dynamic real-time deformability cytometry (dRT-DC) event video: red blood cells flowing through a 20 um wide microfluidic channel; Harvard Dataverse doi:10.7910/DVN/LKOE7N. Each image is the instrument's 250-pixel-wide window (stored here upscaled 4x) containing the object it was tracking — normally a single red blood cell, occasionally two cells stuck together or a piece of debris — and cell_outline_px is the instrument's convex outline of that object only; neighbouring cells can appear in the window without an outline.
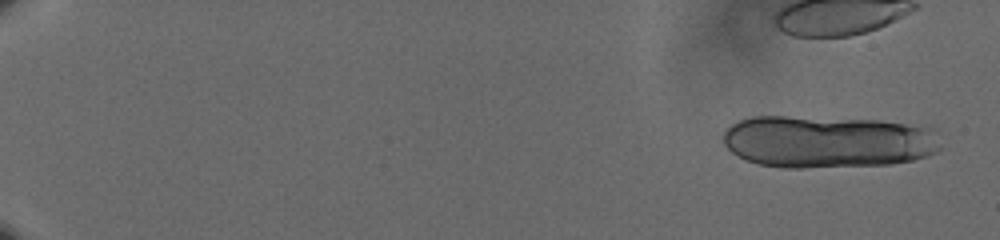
{"species": "human", "species_latin": "Homo sapiens", "temperature_condition": "cold", "stored_images_in_passage": 48, "camera_frame_rate_fps": 3000, "um_per_image_px": 0.085, "donor": {"sex": "male"}, "frame": {"image": 1, "passage_image": 3, "time_ms": 0.667, "image_size_px": [1000, 240], "cell_outline_px": [[944, 148], [928, 156], [912, 160], [892, 164], [804, 168], [780, 168], [756, 164], [744, 160], [736, 156], [724, 144], [724, 132], [732, 124], [740, 120], [752, 116], [784, 116], [880, 120], [936, 128]], "centroid_in_image_um": [70.4, 12.05], "position_along_channel_um": 14.6, "area_um2": 67.39}}
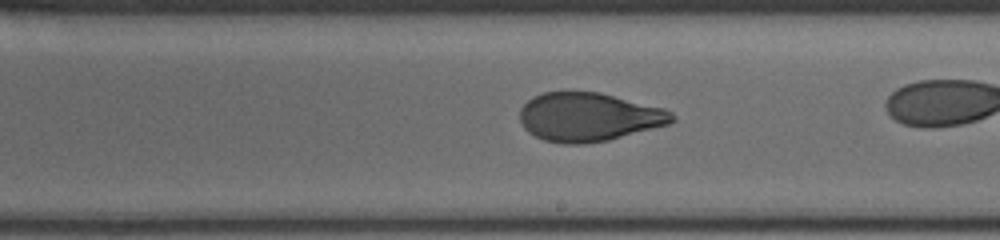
{"frame": {"image": 2, "passage_image": 36, "time_ms": 11.667, "image_size_px": [1000, 240], "cell_outline_px": [[676, 120], [668, 124], [608, 140], [584, 144], [564, 144], [544, 140], [528, 132], [524, 128], [520, 120], [520, 108], [532, 96], [544, 92], [600, 92], [664, 108], [672, 112], [676, 116]], "centroid_in_image_um": [50.03, 9.94], "position_along_channel_um": 239.0, "area_um2": 43.18}}
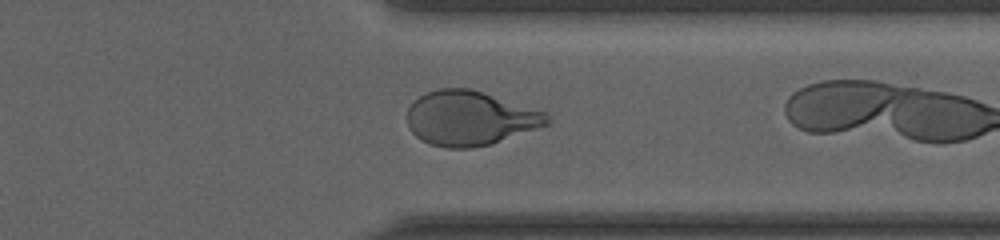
{"frame": {"image": 3, "passage_image": 47, "time_ms": 15.333, "image_size_px": [1000, 240], "cell_outline_px": [[552, 120], [548, 124], [492, 144], [472, 148], [448, 148], [428, 144], [416, 136], [412, 132], [408, 124], [408, 108], [420, 96], [428, 92], [440, 88], [472, 88], [548, 112]], "centroid_in_image_um": [39.99, 10.05], "position_along_channel_um": 371.4, "area_um2": 44.62}}